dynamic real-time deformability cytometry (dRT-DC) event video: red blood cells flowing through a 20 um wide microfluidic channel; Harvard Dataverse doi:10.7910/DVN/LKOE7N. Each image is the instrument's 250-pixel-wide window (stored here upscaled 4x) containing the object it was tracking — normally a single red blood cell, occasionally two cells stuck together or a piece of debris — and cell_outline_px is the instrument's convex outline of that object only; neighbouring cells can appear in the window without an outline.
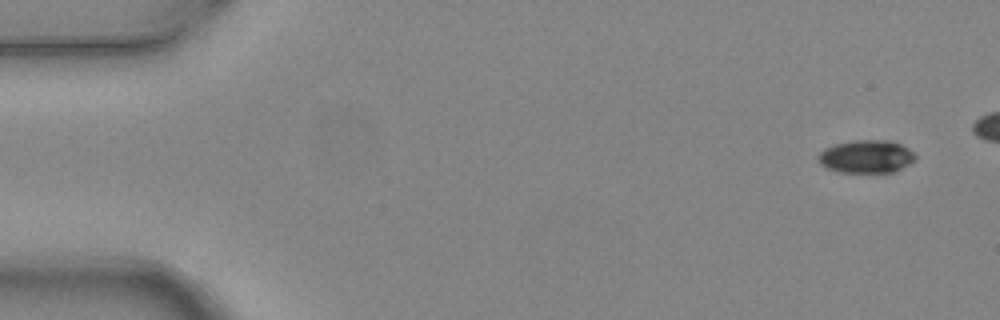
{"species": "common noctule bat (a hibernating species)", "species_latin": "Nyctalus noctula", "temperature_condition": "warm", "stored_images_in_passage": 6, "camera_frame_rate_fps": 3000, "um_per_image_px": 0.085, "animal": {"sex": "female", "body_mass_g": 24.6, "forearm_length_mm": 56.2}, "frame": {"image": 1, "passage_image": 1, "time_ms": 0.0, "image_size_px": [1000, 320], "cell_outline_px": [[916, 156], [908, 164], [896, 172], [836, 172], [820, 164], [816, 156], [824, 148], [836, 144], [856, 140], [892, 140], [908, 148]], "centroid_in_image_um": [73.61, 13.3], "position_along_channel_um": 11.4, "area_um2": 18.61}}